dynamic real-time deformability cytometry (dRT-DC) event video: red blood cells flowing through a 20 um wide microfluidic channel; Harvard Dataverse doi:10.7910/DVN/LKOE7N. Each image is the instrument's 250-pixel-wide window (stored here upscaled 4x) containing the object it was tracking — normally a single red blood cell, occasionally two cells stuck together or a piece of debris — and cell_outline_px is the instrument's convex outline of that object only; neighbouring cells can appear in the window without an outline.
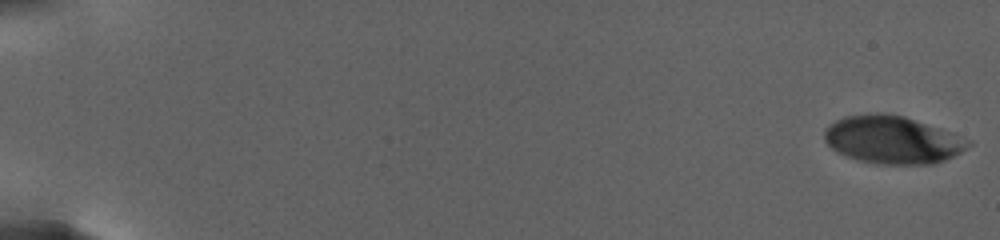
{"species": "human", "species_latin": "Homo sapiens", "temperature_condition": "warm", "stored_images_in_passage": 61, "camera_frame_rate_fps": 3000, "um_per_image_px": 0.085, "donor": {"sex": "female"}, "frame": {"image": 1, "passage_image": 1, "time_ms": 0.0, "image_size_px": [1000, 240], "cell_outline_px": [[972, 144], [960, 152], [944, 160], [932, 164], [876, 164], [860, 160], [836, 152], [824, 140], [824, 128], [828, 124], [844, 116], [868, 112], [884, 112], [904, 116], [940, 128], [972, 140]], "centroid_in_image_um": [75.83, 11.86], "position_along_channel_um": 9.2, "area_um2": 40.29}}
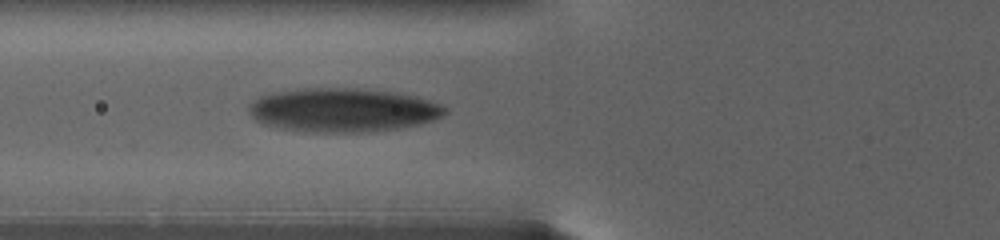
{"frame": {"image": 2, "passage_image": 27, "time_ms": 11.0, "image_size_px": [1000, 240], "cell_outline_px": [[448, 112], [432, 120], [400, 128], [368, 132], [312, 132], [280, 128], [264, 124], [256, 120], [248, 112], [248, 104], [252, 100], [260, 96], [276, 92], [304, 88], [356, 88], [388, 92], [412, 96], [428, 100], [440, 104], [448, 108]], "centroid_in_image_um": [29.09, 9.36], "position_along_channel_um": 96.7, "area_um2": 49.77}}
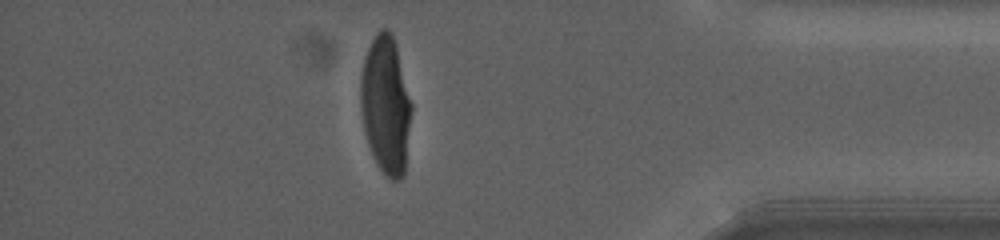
{"frame": {"image": 3, "passage_image": 52, "time_ms": 24.0, "image_size_px": [1000, 240], "cell_outline_px": [[412, 112], [404, 176], [400, 180], [392, 180], [380, 168], [372, 156], [364, 132], [360, 108], [360, 76], [364, 56], [372, 40], [380, 28], [388, 28], [392, 32], [396, 44], [412, 104]], "centroid_in_image_um": [32.78, 8.9], "position_along_channel_um": 402.4, "area_um2": 41.33}, "authors_computed_cell_mechanics": {"area_um2": 42.2518, "velocity_mm_per_s": 2.5666, "shape_relaxation_time_tau1_ms": 6.9907, "shape_relaxation_time_tau2_ms": null, "deformation_change_tau1": 0.254, "deformation_change_tau2": null}}